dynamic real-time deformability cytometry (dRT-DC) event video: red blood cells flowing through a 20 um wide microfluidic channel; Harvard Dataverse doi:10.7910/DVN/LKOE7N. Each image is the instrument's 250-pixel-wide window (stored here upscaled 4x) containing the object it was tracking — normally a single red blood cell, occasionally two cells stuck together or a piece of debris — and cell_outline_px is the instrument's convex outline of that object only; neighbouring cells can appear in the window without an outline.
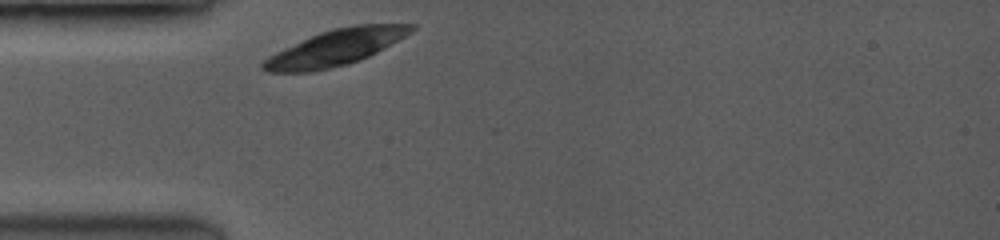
{"species": "common noctule bat (a hibernating species)", "species_latin": "Nyctalus noctula", "temperature_condition": "room temperature", "stored_images_in_passage": 35, "camera_frame_rate_fps": 3500, "um_per_image_px": 0.085, "animal": {"sex": "female", "body_mass_g": 19.0, "forearm_length_mm": 53.3}, "frame": {"image": 1, "passage_image": 1, "time_ms": 0.0, "image_size_px": [1000, 240], "cell_outline_px": [[416, 28], [412, 32], [376, 52], [368, 56], [344, 64], [312, 72], [268, 72], [260, 68], [260, 64], [268, 56], [284, 48], [320, 32], [332, 28], [356, 24], [416, 24]], "centroid_in_image_um": [28.5, 4.03], "position_along_channel_um": 56.5, "area_um2": 30.58}}
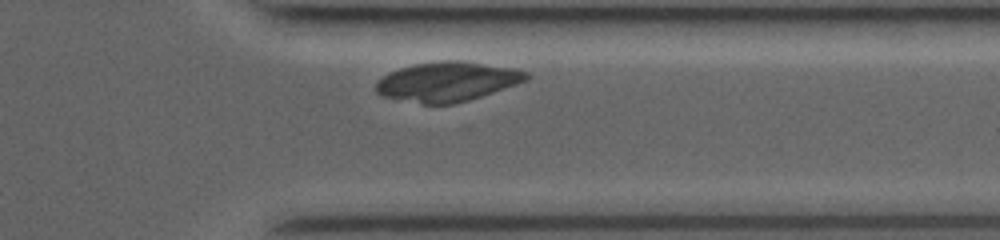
{"frame": {"image": 2, "passage_image": 33, "time_ms": 8.286, "image_size_px": [1000, 240], "cell_outline_px": [[528, 76], [524, 80], [492, 92], [456, 104], [420, 104], [380, 96], [376, 92], [376, 84], [384, 76], [400, 68], [416, 64], [440, 60], [464, 60], [512, 68], [524, 72]], "centroid_in_image_um": [37.95, 6.94], "position_along_channel_um": 373.5, "area_um2": 34.16}}